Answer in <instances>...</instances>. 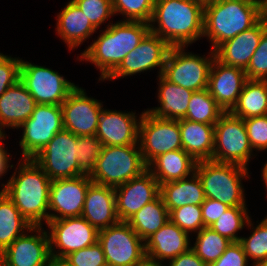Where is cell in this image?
Instances as JSON below:
<instances>
[{
    "label": "cell",
    "instance_id": "6da1fadb",
    "mask_svg": "<svg viewBox=\"0 0 267 266\" xmlns=\"http://www.w3.org/2000/svg\"><path fill=\"white\" fill-rule=\"evenodd\" d=\"M0 189L32 226L49 221V189L51 180L33 159H23Z\"/></svg>",
    "mask_w": 267,
    "mask_h": 266
},
{
    "label": "cell",
    "instance_id": "7a4b0ae2",
    "mask_svg": "<svg viewBox=\"0 0 267 266\" xmlns=\"http://www.w3.org/2000/svg\"><path fill=\"white\" fill-rule=\"evenodd\" d=\"M204 4L203 0H155L150 32L171 47L191 46L203 38Z\"/></svg>",
    "mask_w": 267,
    "mask_h": 266
},
{
    "label": "cell",
    "instance_id": "3957f363",
    "mask_svg": "<svg viewBox=\"0 0 267 266\" xmlns=\"http://www.w3.org/2000/svg\"><path fill=\"white\" fill-rule=\"evenodd\" d=\"M103 30L77 57V60L94 64L100 70L98 81H104L119 66L150 28L145 22L118 20L116 23L109 22Z\"/></svg>",
    "mask_w": 267,
    "mask_h": 266
},
{
    "label": "cell",
    "instance_id": "277c9868",
    "mask_svg": "<svg viewBox=\"0 0 267 266\" xmlns=\"http://www.w3.org/2000/svg\"><path fill=\"white\" fill-rule=\"evenodd\" d=\"M258 0H229L204 4L203 38L214 51L225 41L246 31L260 20Z\"/></svg>",
    "mask_w": 267,
    "mask_h": 266
},
{
    "label": "cell",
    "instance_id": "5b68a950",
    "mask_svg": "<svg viewBox=\"0 0 267 266\" xmlns=\"http://www.w3.org/2000/svg\"><path fill=\"white\" fill-rule=\"evenodd\" d=\"M195 172L201 180L205 197L230 206H248L242 180L250 179L249 168L234 163L212 160L196 163Z\"/></svg>",
    "mask_w": 267,
    "mask_h": 266
},
{
    "label": "cell",
    "instance_id": "8992f818",
    "mask_svg": "<svg viewBox=\"0 0 267 266\" xmlns=\"http://www.w3.org/2000/svg\"><path fill=\"white\" fill-rule=\"evenodd\" d=\"M148 169L139 144L104 146L94 169L88 175L97 184L117 187Z\"/></svg>",
    "mask_w": 267,
    "mask_h": 266
},
{
    "label": "cell",
    "instance_id": "52a82bcc",
    "mask_svg": "<svg viewBox=\"0 0 267 266\" xmlns=\"http://www.w3.org/2000/svg\"><path fill=\"white\" fill-rule=\"evenodd\" d=\"M188 46H172L167 55L162 76L171 83L192 91L208 86L209 73L215 58L214 51L205 55L187 52Z\"/></svg>",
    "mask_w": 267,
    "mask_h": 266
},
{
    "label": "cell",
    "instance_id": "ba28073f",
    "mask_svg": "<svg viewBox=\"0 0 267 266\" xmlns=\"http://www.w3.org/2000/svg\"><path fill=\"white\" fill-rule=\"evenodd\" d=\"M255 156L243 119L225 112L215 124L212 161L248 168V163Z\"/></svg>",
    "mask_w": 267,
    "mask_h": 266
},
{
    "label": "cell",
    "instance_id": "9c48e42d",
    "mask_svg": "<svg viewBox=\"0 0 267 266\" xmlns=\"http://www.w3.org/2000/svg\"><path fill=\"white\" fill-rule=\"evenodd\" d=\"M98 242L110 266H138L146 258L145 243L126 221L99 230Z\"/></svg>",
    "mask_w": 267,
    "mask_h": 266
},
{
    "label": "cell",
    "instance_id": "30bf717a",
    "mask_svg": "<svg viewBox=\"0 0 267 266\" xmlns=\"http://www.w3.org/2000/svg\"><path fill=\"white\" fill-rule=\"evenodd\" d=\"M23 159H33L63 127L61 105L36 104L31 117L20 127Z\"/></svg>",
    "mask_w": 267,
    "mask_h": 266
},
{
    "label": "cell",
    "instance_id": "8fae6325",
    "mask_svg": "<svg viewBox=\"0 0 267 266\" xmlns=\"http://www.w3.org/2000/svg\"><path fill=\"white\" fill-rule=\"evenodd\" d=\"M20 81L36 104L61 105L78 86L49 67L36 65L21 58Z\"/></svg>",
    "mask_w": 267,
    "mask_h": 266
},
{
    "label": "cell",
    "instance_id": "7c38bea8",
    "mask_svg": "<svg viewBox=\"0 0 267 266\" xmlns=\"http://www.w3.org/2000/svg\"><path fill=\"white\" fill-rule=\"evenodd\" d=\"M33 160L51 181L85 174L77 161V136L65 129L55 134Z\"/></svg>",
    "mask_w": 267,
    "mask_h": 266
},
{
    "label": "cell",
    "instance_id": "4fadbf2b",
    "mask_svg": "<svg viewBox=\"0 0 267 266\" xmlns=\"http://www.w3.org/2000/svg\"><path fill=\"white\" fill-rule=\"evenodd\" d=\"M138 144L147 166L163 153L182 149L179 120L157 118L144 110Z\"/></svg>",
    "mask_w": 267,
    "mask_h": 266
},
{
    "label": "cell",
    "instance_id": "5bb4252c",
    "mask_svg": "<svg viewBox=\"0 0 267 266\" xmlns=\"http://www.w3.org/2000/svg\"><path fill=\"white\" fill-rule=\"evenodd\" d=\"M46 225L51 256L65 258L98 241L99 231L82 216L49 220Z\"/></svg>",
    "mask_w": 267,
    "mask_h": 266
},
{
    "label": "cell",
    "instance_id": "9a60e30c",
    "mask_svg": "<svg viewBox=\"0 0 267 266\" xmlns=\"http://www.w3.org/2000/svg\"><path fill=\"white\" fill-rule=\"evenodd\" d=\"M170 49L171 46L164 39L149 31L139 45L124 57L119 66L104 81L130 77L157 67L158 76L162 75Z\"/></svg>",
    "mask_w": 267,
    "mask_h": 266
},
{
    "label": "cell",
    "instance_id": "2e32d148",
    "mask_svg": "<svg viewBox=\"0 0 267 266\" xmlns=\"http://www.w3.org/2000/svg\"><path fill=\"white\" fill-rule=\"evenodd\" d=\"M63 127L76 136H95L103 102L88 97L83 87L77 86L61 104Z\"/></svg>",
    "mask_w": 267,
    "mask_h": 266
},
{
    "label": "cell",
    "instance_id": "e0dca14e",
    "mask_svg": "<svg viewBox=\"0 0 267 266\" xmlns=\"http://www.w3.org/2000/svg\"><path fill=\"white\" fill-rule=\"evenodd\" d=\"M92 182L87 174L52 180L49 189V220L81 216L87 189Z\"/></svg>",
    "mask_w": 267,
    "mask_h": 266
},
{
    "label": "cell",
    "instance_id": "ac0fdd59",
    "mask_svg": "<svg viewBox=\"0 0 267 266\" xmlns=\"http://www.w3.org/2000/svg\"><path fill=\"white\" fill-rule=\"evenodd\" d=\"M50 257L49 235L43 226L31 227L0 254L7 266H47Z\"/></svg>",
    "mask_w": 267,
    "mask_h": 266
},
{
    "label": "cell",
    "instance_id": "d6986e66",
    "mask_svg": "<svg viewBox=\"0 0 267 266\" xmlns=\"http://www.w3.org/2000/svg\"><path fill=\"white\" fill-rule=\"evenodd\" d=\"M114 191L117 216L120 221H127L160 195V185L147 169L139 176L115 187Z\"/></svg>",
    "mask_w": 267,
    "mask_h": 266
},
{
    "label": "cell",
    "instance_id": "ffe728a7",
    "mask_svg": "<svg viewBox=\"0 0 267 266\" xmlns=\"http://www.w3.org/2000/svg\"><path fill=\"white\" fill-rule=\"evenodd\" d=\"M144 111L139 117L130 111L102 108L97 125V138L104 146H125L138 143L139 124ZM138 118V119H137Z\"/></svg>",
    "mask_w": 267,
    "mask_h": 266
},
{
    "label": "cell",
    "instance_id": "44dd1931",
    "mask_svg": "<svg viewBox=\"0 0 267 266\" xmlns=\"http://www.w3.org/2000/svg\"><path fill=\"white\" fill-rule=\"evenodd\" d=\"M247 77L245 70L223 64L214 58L207 89L218 105L230 112L236 105Z\"/></svg>",
    "mask_w": 267,
    "mask_h": 266
},
{
    "label": "cell",
    "instance_id": "7402d4cb",
    "mask_svg": "<svg viewBox=\"0 0 267 266\" xmlns=\"http://www.w3.org/2000/svg\"><path fill=\"white\" fill-rule=\"evenodd\" d=\"M266 30L267 22L260 19L251 28L219 45L214 50L215 58L223 64L246 70Z\"/></svg>",
    "mask_w": 267,
    "mask_h": 266
},
{
    "label": "cell",
    "instance_id": "603a6c76",
    "mask_svg": "<svg viewBox=\"0 0 267 266\" xmlns=\"http://www.w3.org/2000/svg\"><path fill=\"white\" fill-rule=\"evenodd\" d=\"M146 258L149 261L166 265L191 248L190 235L170 220L145 241Z\"/></svg>",
    "mask_w": 267,
    "mask_h": 266
},
{
    "label": "cell",
    "instance_id": "cb8c5ba5",
    "mask_svg": "<svg viewBox=\"0 0 267 266\" xmlns=\"http://www.w3.org/2000/svg\"><path fill=\"white\" fill-rule=\"evenodd\" d=\"M98 231L118 223L114 187L92 182L81 215Z\"/></svg>",
    "mask_w": 267,
    "mask_h": 266
},
{
    "label": "cell",
    "instance_id": "d4e9b609",
    "mask_svg": "<svg viewBox=\"0 0 267 266\" xmlns=\"http://www.w3.org/2000/svg\"><path fill=\"white\" fill-rule=\"evenodd\" d=\"M36 102L25 85L18 80L0 96V131L16 129L27 121L34 111Z\"/></svg>",
    "mask_w": 267,
    "mask_h": 266
},
{
    "label": "cell",
    "instance_id": "484cf974",
    "mask_svg": "<svg viewBox=\"0 0 267 266\" xmlns=\"http://www.w3.org/2000/svg\"><path fill=\"white\" fill-rule=\"evenodd\" d=\"M56 33L67 44L68 50L81 46L97 29L81 9L70 0L56 16Z\"/></svg>",
    "mask_w": 267,
    "mask_h": 266
},
{
    "label": "cell",
    "instance_id": "4316f807",
    "mask_svg": "<svg viewBox=\"0 0 267 266\" xmlns=\"http://www.w3.org/2000/svg\"><path fill=\"white\" fill-rule=\"evenodd\" d=\"M157 107L146 109L157 118L172 120L184 119L187 113L189 100L194 91L183 88L166 80L162 75L157 76Z\"/></svg>",
    "mask_w": 267,
    "mask_h": 266
},
{
    "label": "cell",
    "instance_id": "83f0119b",
    "mask_svg": "<svg viewBox=\"0 0 267 266\" xmlns=\"http://www.w3.org/2000/svg\"><path fill=\"white\" fill-rule=\"evenodd\" d=\"M182 149L195 161L212 160L215 125L179 120Z\"/></svg>",
    "mask_w": 267,
    "mask_h": 266
},
{
    "label": "cell",
    "instance_id": "f1b7e54d",
    "mask_svg": "<svg viewBox=\"0 0 267 266\" xmlns=\"http://www.w3.org/2000/svg\"><path fill=\"white\" fill-rule=\"evenodd\" d=\"M160 195L169 212L185 205L200 206L206 199L196 172L186 178L161 184Z\"/></svg>",
    "mask_w": 267,
    "mask_h": 266
},
{
    "label": "cell",
    "instance_id": "f546056e",
    "mask_svg": "<svg viewBox=\"0 0 267 266\" xmlns=\"http://www.w3.org/2000/svg\"><path fill=\"white\" fill-rule=\"evenodd\" d=\"M196 163L185 150L178 149L156 157L148 165V170L161 185L190 176L195 172Z\"/></svg>",
    "mask_w": 267,
    "mask_h": 266
},
{
    "label": "cell",
    "instance_id": "4dcf8cb0",
    "mask_svg": "<svg viewBox=\"0 0 267 266\" xmlns=\"http://www.w3.org/2000/svg\"><path fill=\"white\" fill-rule=\"evenodd\" d=\"M230 113L242 119L267 115V80L247 79Z\"/></svg>",
    "mask_w": 267,
    "mask_h": 266
},
{
    "label": "cell",
    "instance_id": "1f68e13d",
    "mask_svg": "<svg viewBox=\"0 0 267 266\" xmlns=\"http://www.w3.org/2000/svg\"><path fill=\"white\" fill-rule=\"evenodd\" d=\"M31 227L15 204L0 191V254Z\"/></svg>",
    "mask_w": 267,
    "mask_h": 266
},
{
    "label": "cell",
    "instance_id": "d6a6232c",
    "mask_svg": "<svg viewBox=\"0 0 267 266\" xmlns=\"http://www.w3.org/2000/svg\"><path fill=\"white\" fill-rule=\"evenodd\" d=\"M169 221V211L162 196L147 203L141 210L130 217L126 222L145 241Z\"/></svg>",
    "mask_w": 267,
    "mask_h": 266
},
{
    "label": "cell",
    "instance_id": "836d02e7",
    "mask_svg": "<svg viewBox=\"0 0 267 266\" xmlns=\"http://www.w3.org/2000/svg\"><path fill=\"white\" fill-rule=\"evenodd\" d=\"M195 236L191 249L208 266L218 260L232 244V241L210 227L202 228Z\"/></svg>",
    "mask_w": 267,
    "mask_h": 266
},
{
    "label": "cell",
    "instance_id": "e575fe53",
    "mask_svg": "<svg viewBox=\"0 0 267 266\" xmlns=\"http://www.w3.org/2000/svg\"><path fill=\"white\" fill-rule=\"evenodd\" d=\"M224 113L206 88L193 92L184 119L215 125Z\"/></svg>",
    "mask_w": 267,
    "mask_h": 266
},
{
    "label": "cell",
    "instance_id": "d590c367",
    "mask_svg": "<svg viewBox=\"0 0 267 266\" xmlns=\"http://www.w3.org/2000/svg\"><path fill=\"white\" fill-rule=\"evenodd\" d=\"M251 218L246 226L252 230L250 231L252 233L248 235L249 237H241L239 243L242 245L248 261L250 259L253 261L251 265L257 266L267 260V216L255 226Z\"/></svg>",
    "mask_w": 267,
    "mask_h": 266
},
{
    "label": "cell",
    "instance_id": "8d00e7d4",
    "mask_svg": "<svg viewBox=\"0 0 267 266\" xmlns=\"http://www.w3.org/2000/svg\"><path fill=\"white\" fill-rule=\"evenodd\" d=\"M249 213L247 206H230L210 228L232 242H239L242 236H238V231L247 227Z\"/></svg>",
    "mask_w": 267,
    "mask_h": 266
},
{
    "label": "cell",
    "instance_id": "74e56055",
    "mask_svg": "<svg viewBox=\"0 0 267 266\" xmlns=\"http://www.w3.org/2000/svg\"><path fill=\"white\" fill-rule=\"evenodd\" d=\"M155 0H112L113 11L122 15L121 21L150 22Z\"/></svg>",
    "mask_w": 267,
    "mask_h": 266
},
{
    "label": "cell",
    "instance_id": "f35d334b",
    "mask_svg": "<svg viewBox=\"0 0 267 266\" xmlns=\"http://www.w3.org/2000/svg\"><path fill=\"white\" fill-rule=\"evenodd\" d=\"M169 220L184 232L197 234L204 228L201 206L185 205L169 212Z\"/></svg>",
    "mask_w": 267,
    "mask_h": 266
},
{
    "label": "cell",
    "instance_id": "ab89813d",
    "mask_svg": "<svg viewBox=\"0 0 267 266\" xmlns=\"http://www.w3.org/2000/svg\"><path fill=\"white\" fill-rule=\"evenodd\" d=\"M103 143L97 136H77V161L80 169L89 175L103 150Z\"/></svg>",
    "mask_w": 267,
    "mask_h": 266
},
{
    "label": "cell",
    "instance_id": "60d3db41",
    "mask_svg": "<svg viewBox=\"0 0 267 266\" xmlns=\"http://www.w3.org/2000/svg\"><path fill=\"white\" fill-rule=\"evenodd\" d=\"M73 2L96 29L108 21L110 17L116 16L113 11L112 0H73Z\"/></svg>",
    "mask_w": 267,
    "mask_h": 266
},
{
    "label": "cell",
    "instance_id": "b9f144b4",
    "mask_svg": "<svg viewBox=\"0 0 267 266\" xmlns=\"http://www.w3.org/2000/svg\"><path fill=\"white\" fill-rule=\"evenodd\" d=\"M65 259L73 266H106L105 255L101 244H95L72 252Z\"/></svg>",
    "mask_w": 267,
    "mask_h": 266
},
{
    "label": "cell",
    "instance_id": "7bdbcfd3",
    "mask_svg": "<svg viewBox=\"0 0 267 266\" xmlns=\"http://www.w3.org/2000/svg\"><path fill=\"white\" fill-rule=\"evenodd\" d=\"M250 145L256 152L267 150V115L243 119Z\"/></svg>",
    "mask_w": 267,
    "mask_h": 266
},
{
    "label": "cell",
    "instance_id": "ee69618b",
    "mask_svg": "<svg viewBox=\"0 0 267 266\" xmlns=\"http://www.w3.org/2000/svg\"><path fill=\"white\" fill-rule=\"evenodd\" d=\"M245 74L250 80H267V30L263 33Z\"/></svg>",
    "mask_w": 267,
    "mask_h": 266
},
{
    "label": "cell",
    "instance_id": "f6af8a7d",
    "mask_svg": "<svg viewBox=\"0 0 267 266\" xmlns=\"http://www.w3.org/2000/svg\"><path fill=\"white\" fill-rule=\"evenodd\" d=\"M20 57H12L0 52V96L20 80Z\"/></svg>",
    "mask_w": 267,
    "mask_h": 266
},
{
    "label": "cell",
    "instance_id": "bcb514c9",
    "mask_svg": "<svg viewBox=\"0 0 267 266\" xmlns=\"http://www.w3.org/2000/svg\"><path fill=\"white\" fill-rule=\"evenodd\" d=\"M248 262L242 245L239 242H232L223 255L209 266H248Z\"/></svg>",
    "mask_w": 267,
    "mask_h": 266
},
{
    "label": "cell",
    "instance_id": "7dc6e473",
    "mask_svg": "<svg viewBox=\"0 0 267 266\" xmlns=\"http://www.w3.org/2000/svg\"><path fill=\"white\" fill-rule=\"evenodd\" d=\"M204 227H210L220 216L226 212L229 206L215 199L206 198L200 205Z\"/></svg>",
    "mask_w": 267,
    "mask_h": 266
},
{
    "label": "cell",
    "instance_id": "c3c4849f",
    "mask_svg": "<svg viewBox=\"0 0 267 266\" xmlns=\"http://www.w3.org/2000/svg\"><path fill=\"white\" fill-rule=\"evenodd\" d=\"M165 266H208L203 262L195 252L190 248L187 252L180 254L168 261V264Z\"/></svg>",
    "mask_w": 267,
    "mask_h": 266
},
{
    "label": "cell",
    "instance_id": "681fc988",
    "mask_svg": "<svg viewBox=\"0 0 267 266\" xmlns=\"http://www.w3.org/2000/svg\"><path fill=\"white\" fill-rule=\"evenodd\" d=\"M6 135V132L0 134V179H2V176H5L6 173L10 170L8 169L9 167L13 169L15 168L14 166H16L14 164L10 165V162L12 161L10 160L12 159V155L8 152L7 146L5 148L4 143H2V140H6V137H8Z\"/></svg>",
    "mask_w": 267,
    "mask_h": 266
},
{
    "label": "cell",
    "instance_id": "f907efd6",
    "mask_svg": "<svg viewBox=\"0 0 267 266\" xmlns=\"http://www.w3.org/2000/svg\"><path fill=\"white\" fill-rule=\"evenodd\" d=\"M47 266H73L65 258L51 256Z\"/></svg>",
    "mask_w": 267,
    "mask_h": 266
},
{
    "label": "cell",
    "instance_id": "816d5d0a",
    "mask_svg": "<svg viewBox=\"0 0 267 266\" xmlns=\"http://www.w3.org/2000/svg\"><path fill=\"white\" fill-rule=\"evenodd\" d=\"M260 18L267 22V0H258Z\"/></svg>",
    "mask_w": 267,
    "mask_h": 266
},
{
    "label": "cell",
    "instance_id": "f5cc1de1",
    "mask_svg": "<svg viewBox=\"0 0 267 266\" xmlns=\"http://www.w3.org/2000/svg\"><path fill=\"white\" fill-rule=\"evenodd\" d=\"M261 172L262 181L264 182L265 188L267 189V161L265 162L263 168H261Z\"/></svg>",
    "mask_w": 267,
    "mask_h": 266
},
{
    "label": "cell",
    "instance_id": "db71d44e",
    "mask_svg": "<svg viewBox=\"0 0 267 266\" xmlns=\"http://www.w3.org/2000/svg\"><path fill=\"white\" fill-rule=\"evenodd\" d=\"M138 266H165V264H159L146 259L143 263L139 264Z\"/></svg>",
    "mask_w": 267,
    "mask_h": 266
},
{
    "label": "cell",
    "instance_id": "11a10c76",
    "mask_svg": "<svg viewBox=\"0 0 267 266\" xmlns=\"http://www.w3.org/2000/svg\"><path fill=\"white\" fill-rule=\"evenodd\" d=\"M205 3H216V2H223V1H229V0H203Z\"/></svg>",
    "mask_w": 267,
    "mask_h": 266
},
{
    "label": "cell",
    "instance_id": "9f6ffc18",
    "mask_svg": "<svg viewBox=\"0 0 267 266\" xmlns=\"http://www.w3.org/2000/svg\"><path fill=\"white\" fill-rule=\"evenodd\" d=\"M257 266H267V260H265L264 262L259 263Z\"/></svg>",
    "mask_w": 267,
    "mask_h": 266
},
{
    "label": "cell",
    "instance_id": "6f0895ef",
    "mask_svg": "<svg viewBox=\"0 0 267 266\" xmlns=\"http://www.w3.org/2000/svg\"><path fill=\"white\" fill-rule=\"evenodd\" d=\"M0 266H7L0 260Z\"/></svg>",
    "mask_w": 267,
    "mask_h": 266
}]
</instances>
